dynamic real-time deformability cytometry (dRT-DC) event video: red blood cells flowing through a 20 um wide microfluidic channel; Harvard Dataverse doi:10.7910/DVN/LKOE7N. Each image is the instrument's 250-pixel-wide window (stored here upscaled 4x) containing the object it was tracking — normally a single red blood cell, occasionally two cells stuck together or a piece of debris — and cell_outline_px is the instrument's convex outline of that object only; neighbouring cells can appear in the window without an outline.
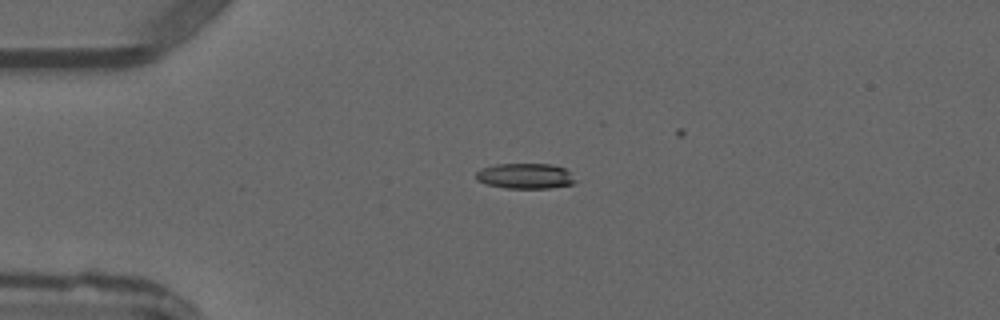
{"species": "common noctule bat (a hibernating species)", "species_latin": "Nyctalus noctula", "temperature_condition": "warm", "stored_images_in_passage": 3, "camera_frame_rate_fps": 3000, "um_per_image_px": 0.085, "animal": {"sex": "male", "forearm_length_mm": 52.5}, "frame": {"image": 1, "passage_image": 1, "time_ms": 0.0, "image_size_px": [1000, 320], "cell_outline_px": [[580, 180], [572, 184], [548, 188], [504, 188], [488, 184], [476, 180], [476, 172], [480, 168], [496, 164], [552, 164], [564, 168]], "centroid_in_image_um": [44.67, 14.96], "position_along_channel_um": 40.3, "area_um2": 14.85}}
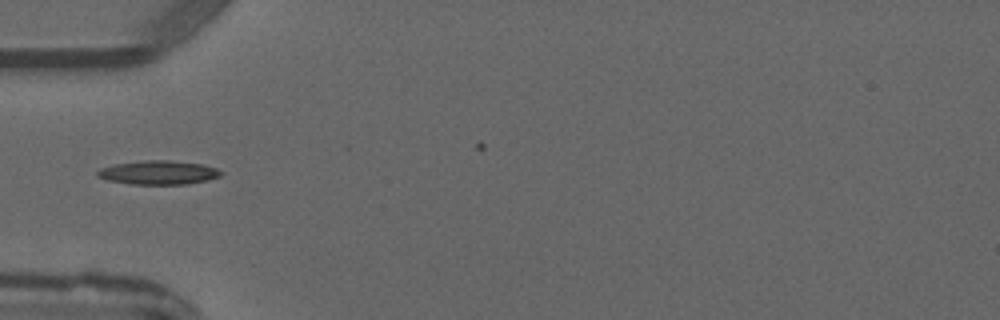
{"frame": {"image": 2, "passage_image": 2, "time_ms": 1.333, "image_size_px": [1000, 320], "cell_outline_px": [[224, 172], [220, 176], [208, 180], [188, 184], [132, 184], [108, 180], [96, 176], [96, 172], [100, 168], [116, 164], [144, 160], [172, 160], [204, 164], [216, 168]], "centroid_in_image_um": [13.5, 14.66], "position_along_channel_um": 71.5, "area_um2": 17.28}}
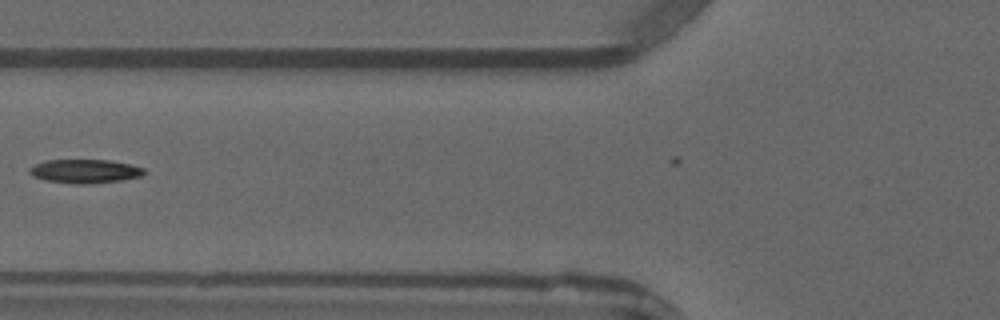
{"frame": {"image": 3, "passage_image": 3, "time_ms": 2.333, "image_size_px": [1000, 320], "cell_outline_px": [[148, 172], [140, 176], [120, 180], [88, 184], [76, 184], [44, 180], [32, 176], [28, 172], [28, 168], [36, 164], [48, 160], [108, 160], [132, 164], [144, 168]], "centroid_in_image_um": [7.22, 14.55], "position_along_channel_um": 118.6, "area_um2": 15.95}}